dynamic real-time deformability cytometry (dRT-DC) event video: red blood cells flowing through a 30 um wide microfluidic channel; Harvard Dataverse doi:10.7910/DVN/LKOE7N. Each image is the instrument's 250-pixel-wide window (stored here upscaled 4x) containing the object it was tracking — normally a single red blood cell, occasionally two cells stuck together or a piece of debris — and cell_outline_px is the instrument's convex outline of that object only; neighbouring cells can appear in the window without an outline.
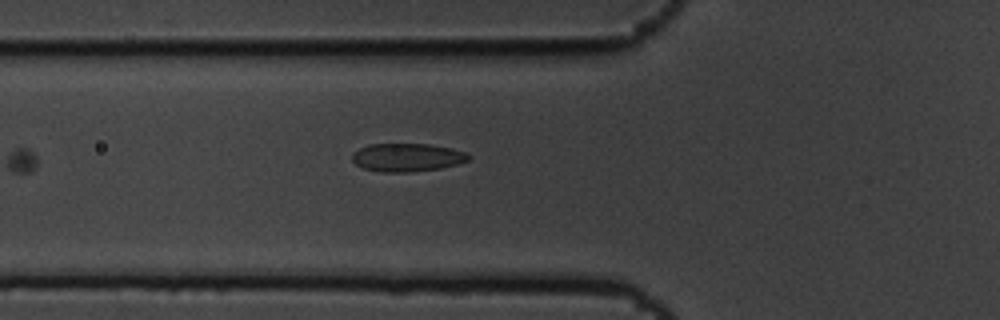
{"species": "common noctule bat (a hibernating species)", "species_latin": "Nyctalus noctula", "temperature_condition": "cold", "stored_images_in_passage": 8, "camera_frame_rate_fps": 3000, "um_per_image_px": 0.085, "animal": {"sex": "male", "body_mass_g": 19.5, "forearm_length_mm": 54.6}, "frame": {"image": 1, "passage_image": 8, "time_ms": 2.333, "image_size_px": [1000, 320], "cell_outline_px": [[472, 156], [468, 160], [456, 164], [440, 168], [412, 172], [384, 172], [364, 168], [356, 164], [352, 160], [352, 152], [368, 144], [428, 144], [452, 148], [464, 152]], "centroid_in_image_um": [34.59, 13.37], "position_along_channel_um": 91.2, "area_um2": 19.07}}